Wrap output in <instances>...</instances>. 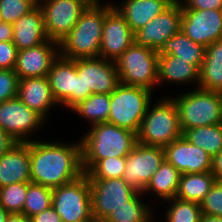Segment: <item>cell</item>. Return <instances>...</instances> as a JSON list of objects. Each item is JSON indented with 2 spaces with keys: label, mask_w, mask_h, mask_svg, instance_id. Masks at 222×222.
Returning a JSON list of instances; mask_svg holds the SVG:
<instances>
[{
  "label": "cell",
  "mask_w": 222,
  "mask_h": 222,
  "mask_svg": "<svg viewBox=\"0 0 222 222\" xmlns=\"http://www.w3.org/2000/svg\"><path fill=\"white\" fill-rule=\"evenodd\" d=\"M53 141L34 139L30 142L31 182L52 189L84 174L80 140L75 143Z\"/></svg>",
  "instance_id": "cell-1"
},
{
  "label": "cell",
  "mask_w": 222,
  "mask_h": 222,
  "mask_svg": "<svg viewBox=\"0 0 222 222\" xmlns=\"http://www.w3.org/2000/svg\"><path fill=\"white\" fill-rule=\"evenodd\" d=\"M90 126L80 139L84 173L101 159L127 156L137 143L136 133L114 124L104 122Z\"/></svg>",
  "instance_id": "cell-2"
},
{
  "label": "cell",
  "mask_w": 222,
  "mask_h": 222,
  "mask_svg": "<svg viewBox=\"0 0 222 222\" xmlns=\"http://www.w3.org/2000/svg\"><path fill=\"white\" fill-rule=\"evenodd\" d=\"M105 6L89 5L59 44L60 56L75 60L99 57Z\"/></svg>",
  "instance_id": "cell-3"
},
{
  "label": "cell",
  "mask_w": 222,
  "mask_h": 222,
  "mask_svg": "<svg viewBox=\"0 0 222 222\" xmlns=\"http://www.w3.org/2000/svg\"><path fill=\"white\" fill-rule=\"evenodd\" d=\"M162 98L154 105L150 103L136 134L138 143L164 148L183 136L176 103L172 97Z\"/></svg>",
  "instance_id": "cell-4"
},
{
  "label": "cell",
  "mask_w": 222,
  "mask_h": 222,
  "mask_svg": "<svg viewBox=\"0 0 222 222\" xmlns=\"http://www.w3.org/2000/svg\"><path fill=\"white\" fill-rule=\"evenodd\" d=\"M176 97L172 99L177 105L183 133L191 128L222 123V93L194 88Z\"/></svg>",
  "instance_id": "cell-5"
},
{
  "label": "cell",
  "mask_w": 222,
  "mask_h": 222,
  "mask_svg": "<svg viewBox=\"0 0 222 222\" xmlns=\"http://www.w3.org/2000/svg\"><path fill=\"white\" fill-rule=\"evenodd\" d=\"M153 91L140 86L120 84L110 93L108 123L136 133L152 103Z\"/></svg>",
  "instance_id": "cell-6"
},
{
  "label": "cell",
  "mask_w": 222,
  "mask_h": 222,
  "mask_svg": "<svg viewBox=\"0 0 222 222\" xmlns=\"http://www.w3.org/2000/svg\"><path fill=\"white\" fill-rule=\"evenodd\" d=\"M159 52L133 43L115 60L120 83L154 90L158 86Z\"/></svg>",
  "instance_id": "cell-7"
},
{
  "label": "cell",
  "mask_w": 222,
  "mask_h": 222,
  "mask_svg": "<svg viewBox=\"0 0 222 222\" xmlns=\"http://www.w3.org/2000/svg\"><path fill=\"white\" fill-rule=\"evenodd\" d=\"M52 207L62 222H94L91 214L90 184L86 173L53 188Z\"/></svg>",
  "instance_id": "cell-8"
},
{
  "label": "cell",
  "mask_w": 222,
  "mask_h": 222,
  "mask_svg": "<svg viewBox=\"0 0 222 222\" xmlns=\"http://www.w3.org/2000/svg\"><path fill=\"white\" fill-rule=\"evenodd\" d=\"M89 5L88 0H38L48 39L60 44Z\"/></svg>",
  "instance_id": "cell-9"
},
{
  "label": "cell",
  "mask_w": 222,
  "mask_h": 222,
  "mask_svg": "<svg viewBox=\"0 0 222 222\" xmlns=\"http://www.w3.org/2000/svg\"><path fill=\"white\" fill-rule=\"evenodd\" d=\"M47 77L54 99L67 110L91 95L90 92H84L82 77L76 69V59L71 60L59 55Z\"/></svg>",
  "instance_id": "cell-10"
},
{
  "label": "cell",
  "mask_w": 222,
  "mask_h": 222,
  "mask_svg": "<svg viewBox=\"0 0 222 222\" xmlns=\"http://www.w3.org/2000/svg\"><path fill=\"white\" fill-rule=\"evenodd\" d=\"M88 181L94 222H103L114 209L127 205V201L137 193L123 178L88 179Z\"/></svg>",
  "instance_id": "cell-11"
},
{
  "label": "cell",
  "mask_w": 222,
  "mask_h": 222,
  "mask_svg": "<svg viewBox=\"0 0 222 222\" xmlns=\"http://www.w3.org/2000/svg\"><path fill=\"white\" fill-rule=\"evenodd\" d=\"M45 119L18 97L0 103V128L17 143L32 141L31 136L45 124ZM32 133V134H31Z\"/></svg>",
  "instance_id": "cell-12"
},
{
  "label": "cell",
  "mask_w": 222,
  "mask_h": 222,
  "mask_svg": "<svg viewBox=\"0 0 222 222\" xmlns=\"http://www.w3.org/2000/svg\"><path fill=\"white\" fill-rule=\"evenodd\" d=\"M164 160L165 153L162 147L147 146L137 142L126 156L122 178L135 191L143 193Z\"/></svg>",
  "instance_id": "cell-13"
},
{
  "label": "cell",
  "mask_w": 222,
  "mask_h": 222,
  "mask_svg": "<svg viewBox=\"0 0 222 222\" xmlns=\"http://www.w3.org/2000/svg\"><path fill=\"white\" fill-rule=\"evenodd\" d=\"M182 5L173 2L166 10L134 33V43L160 52L166 41L181 30Z\"/></svg>",
  "instance_id": "cell-14"
},
{
  "label": "cell",
  "mask_w": 222,
  "mask_h": 222,
  "mask_svg": "<svg viewBox=\"0 0 222 222\" xmlns=\"http://www.w3.org/2000/svg\"><path fill=\"white\" fill-rule=\"evenodd\" d=\"M76 69L84 83V92L110 94L121 83L115 61L101 57L76 59Z\"/></svg>",
  "instance_id": "cell-15"
},
{
  "label": "cell",
  "mask_w": 222,
  "mask_h": 222,
  "mask_svg": "<svg viewBox=\"0 0 222 222\" xmlns=\"http://www.w3.org/2000/svg\"><path fill=\"white\" fill-rule=\"evenodd\" d=\"M134 43V32L116 8L105 6L99 57L115 61Z\"/></svg>",
  "instance_id": "cell-16"
},
{
  "label": "cell",
  "mask_w": 222,
  "mask_h": 222,
  "mask_svg": "<svg viewBox=\"0 0 222 222\" xmlns=\"http://www.w3.org/2000/svg\"><path fill=\"white\" fill-rule=\"evenodd\" d=\"M181 31L206 48L222 39V10L182 9Z\"/></svg>",
  "instance_id": "cell-17"
},
{
  "label": "cell",
  "mask_w": 222,
  "mask_h": 222,
  "mask_svg": "<svg viewBox=\"0 0 222 222\" xmlns=\"http://www.w3.org/2000/svg\"><path fill=\"white\" fill-rule=\"evenodd\" d=\"M165 160L181 174L206 173L211 169V156L202 148L191 144L184 136L164 148Z\"/></svg>",
  "instance_id": "cell-18"
},
{
  "label": "cell",
  "mask_w": 222,
  "mask_h": 222,
  "mask_svg": "<svg viewBox=\"0 0 222 222\" xmlns=\"http://www.w3.org/2000/svg\"><path fill=\"white\" fill-rule=\"evenodd\" d=\"M59 55V44L48 39L38 46L18 51L14 71L19 79L47 77Z\"/></svg>",
  "instance_id": "cell-19"
},
{
  "label": "cell",
  "mask_w": 222,
  "mask_h": 222,
  "mask_svg": "<svg viewBox=\"0 0 222 222\" xmlns=\"http://www.w3.org/2000/svg\"><path fill=\"white\" fill-rule=\"evenodd\" d=\"M20 182H31L30 142L16 143L0 157V188Z\"/></svg>",
  "instance_id": "cell-20"
},
{
  "label": "cell",
  "mask_w": 222,
  "mask_h": 222,
  "mask_svg": "<svg viewBox=\"0 0 222 222\" xmlns=\"http://www.w3.org/2000/svg\"><path fill=\"white\" fill-rule=\"evenodd\" d=\"M17 97L45 120L58 103L52 95L48 77L22 78L18 82Z\"/></svg>",
  "instance_id": "cell-21"
},
{
  "label": "cell",
  "mask_w": 222,
  "mask_h": 222,
  "mask_svg": "<svg viewBox=\"0 0 222 222\" xmlns=\"http://www.w3.org/2000/svg\"><path fill=\"white\" fill-rule=\"evenodd\" d=\"M172 3L171 0H124L118 5L107 2L105 6L116 8L135 33L166 10Z\"/></svg>",
  "instance_id": "cell-22"
},
{
  "label": "cell",
  "mask_w": 222,
  "mask_h": 222,
  "mask_svg": "<svg viewBox=\"0 0 222 222\" xmlns=\"http://www.w3.org/2000/svg\"><path fill=\"white\" fill-rule=\"evenodd\" d=\"M12 26V42L18 51L38 46L48 40L44 29L43 14L38 5L21 16Z\"/></svg>",
  "instance_id": "cell-23"
},
{
  "label": "cell",
  "mask_w": 222,
  "mask_h": 222,
  "mask_svg": "<svg viewBox=\"0 0 222 222\" xmlns=\"http://www.w3.org/2000/svg\"><path fill=\"white\" fill-rule=\"evenodd\" d=\"M158 86L167 82L177 84H196L199 86V70L180 57L159 54Z\"/></svg>",
  "instance_id": "cell-24"
},
{
  "label": "cell",
  "mask_w": 222,
  "mask_h": 222,
  "mask_svg": "<svg viewBox=\"0 0 222 222\" xmlns=\"http://www.w3.org/2000/svg\"><path fill=\"white\" fill-rule=\"evenodd\" d=\"M198 88L222 93V39L205 48Z\"/></svg>",
  "instance_id": "cell-25"
},
{
  "label": "cell",
  "mask_w": 222,
  "mask_h": 222,
  "mask_svg": "<svg viewBox=\"0 0 222 222\" xmlns=\"http://www.w3.org/2000/svg\"><path fill=\"white\" fill-rule=\"evenodd\" d=\"M216 181L211 172L181 174L175 197L200 204Z\"/></svg>",
  "instance_id": "cell-26"
},
{
  "label": "cell",
  "mask_w": 222,
  "mask_h": 222,
  "mask_svg": "<svg viewBox=\"0 0 222 222\" xmlns=\"http://www.w3.org/2000/svg\"><path fill=\"white\" fill-rule=\"evenodd\" d=\"M159 54L180 57L194 65L199 71L204 61L205 47L192 41L181 30L166 41Z\"/></svg>",
  "instance_id": "cell-27"
},
{
  "label": "cell",
  "mask_w": 222,
  "mask_h": 222,
  "mask_svg": "<svg viewBox=\"0 0 222 222\" xmlns=\"http://www.w3.org/2000/svg\"><path fill=\"white\" fill-rule=\"evenodd\" d=\"M181 173L166 160L153 174L152 179L144 189V194L154 193L163 201L175 198Z\"/></svg>",
  "instance_id": "cell-28"
},
{
  "label": "cell",
  "mask_w": 222,
  "mask_h": 222,
  "mask_svg": "<svg viewBox=\"0 0 222 222\" xmlns=\"http://www.w3.org/2000/svg\"><path fill=\"white\" fill-rule=\"evenodd\" d=\"M70 110L89 120L91 125L107 122L110 113V94H91Z\"/></svg>",
  "instance_id": "cell-29"
},
{
  "label": "cell",
  "mask_w": 222,
  "mask_h": 222,
  "mask_svg": "<svg viewBox=\"0 0 222 222\" xmlns=\"http://www.w3.org/2000/svg\"><path fill=\"white\" fill-rule=\"evenodd\" d=\"M183 136L211 157L222 151V123L191 128L186 130Z\"/></svg>",
  "instance_id": "cell-30"
},
{
  "label": "cell",
  "mask_w": 222,
  "mask_h": 222,
  "mask_svg": "<svg viewBox=\"0 0 222 222\" xmlns=\"http://www.w3.org/2000/svg\"><path fill=\"white\" fill-rule=\"evenodd\" d=\"M143 193L137 192L127 205L114 209L103 222H150L152 217V208L148 203L144 204L139 198Z\"/></svg>",
  "instance_id": "cell-31"
},
{
  "label": "cell",
  "mask_w": 222,
  "mask_h": 222,
  "mask_svg": "<svg viewBox=\"0 0 222 222\" xmlns=\"http://www.w3.org/2000/svg\"><path fill=\"white\" fill-rule=\"evenodd\" d=\"M52 188L28 182L27 195L23 206V214L28 218L52 206Z\"/></svg>",
  "instance_id": "cell-32"
},
{
  "label": "cell",
  "mask_w": 222,
  "mask_h": 222,
  "mask_svg": "<svg viewBox=\"0 0 222 222\" xmlns=\"http://www.w3.org/2000/svg\"><path fill=\"white\" fill-rule=\"evenodd\" d=\"M165 202H170L169 209H166V222H200L202 217L200 204L176 197Z\"/></svg>",
  "instance_id": "cell-33"
},
{
  "label": "cell",
  "mask_w": 222,
  "mask_h": 222,
  "mask_svg": "<svg viewBox=\"0 0 222 222\" xmlns=\"http://www.w3.org/2000/svg\"><path fill=\"white\" fill-rule=\"evenodd\" d=\"M28 182L10 184L0 188V206L9 213H23Z\"/></svg>",
  "instance_id": "cell-34"
},
{
  "label": "cell",
  "mask_w": 222,
  "mask_h": 222,
  "mask_svg": "<svg viewBox=\"0 0 222 222\" xmlns=\"http://www.w3.org/2000/svg\"><path fill=\"white\" fill-rule=\"evenodd\" d=\"M126 165V156L108 157L99 160L87 173L88 179L122 178Z\"/></svg>",
  "instance_id": "cell-35"
},
{
  "label": "cell",
  "mask_w": 222,
  "mask_h": 222,
  "mask_svg": "<svg viewBox=\"0 0 222 222\" xmlns=\"http://www.w3.org/2000/svg\"><path fill=\"white\" fill-rule=\"evenodd\" d=\"M38 5V0H0L2 22L13 24Z\"/></svg>",
  "instance_id": "cell-36"
},
{
  "label": "cell",
  "mask_w": 222,
  "mask_h": 222,
  "mask_svg": "<svg viewBox=\"0 0 222 222\" xmlns=\"http://www.w3.org/2000/svg\"><path fill=\"white\" fill-rule=\"evenodd\" d=\"M202 214L222 217V182L216 181L200 203Z\"/></svg>",
  "instance_id": "cell-37"
},
{
  "label": "cell",
  "mask_w": 222,
  "mask_h": 222,
  "mask_svg": "<svg viewBox=\"0 0 222 222\" xmlns=\"http://www.w3.org/2000/svg\"><path fill=\"white\" fill-rule=\"evenodd\" d=\"M18 82L14 70L0 69V103L17 97Z\"/></svg>",
  "instance_id": "cell-38"
},
{
  "label": "cell",
  "mask_w": 222,
  "mask_h": 222,
  "mask_svg": "<svg viewBox=\"0 0 222 222\" xmlns=\"http://www.w3.org/2000/svg\"><path fill=\"white\" fill-rule=\"evenodd\" d=\"M18 49L12 41L0 42V69L14 70Z\"/></svg>",
  "instance_id": "cell-39"
},
{
  "label": "cell",
  "mask_w": 222,
  "mask_h": 222,
  "mask_svg": "<svg viewBox=\"0 0 222 222\" xmlns=\"http://www.w3.org/2000/svg\"><path fill=\"white\" fill-rule=\"evenodd\" d=\"M180 4L182 9L222 10V0H181Z\"/></svg>",
  "instance_id": "cell-40"
},
{
  "label": "cell",
  "mask_w": 222,
  "mask_h": 222,
  "mask_svg": "<svg viewBox=\"0 0 222 222\" xmlns=\"http://www.w3.org/2000/svg\"><path fill=\"white\" fill-rule=\"evenodd\" d=\"M31 222H62L59 214L51 206L50 208L30 217Z\"/></svg>",
  "instance_id": "cell-41"
},
{
  "label": "cell",
  "mask_w": 222,
  "mask_h": 222,
  "mask_svg": "<svg viewBox=\"0 0 222 222\" xmlns=\"http://www.w3.org/2000/svg\"><path fill=\"white\" fill-rule=\"evenodd\" d=\"M210 172L215 176L217 181L222 182V151L211 157Z\"/></svg>",
  "instance_id": "cell-42"
},
{
  "label": "cell",
  "mask_w": 222,
  "mask_h": 222,
  "mask_svg": "<svg viewBox=\"0 0 222 222\" xmlns=\"http://www.w3.org/2000/svg\"><path fill=\"white\" fill-rule=\"evenodd\" d=\"M17 142L2 128H0V157L4 155Z\"/></svg>",
  "instance_id": "cell-43"
},
{
  "label": "cell",
  "mask_w": 222,
  "mask_h": 222,
  "mask_svg": "<svg viewBox=\"0 0 222 222\" xmlns=\"http://www.w3.org/2000/svg\"><path fill=\"white\" fill-rule=\"evenodd\" d=\"M13 39V26L10 23H0V42L12 41Z\"/></svg>",
  "instance_id": "cell-44"
},
{
  "label": "cell",
  "mask_w": 222,
  "mask_h": 222,
  "mask_svg": "<svg viewBox=\"0 0 222 222\" xmlns=\"http://www.w3.org/2000/svg\"><path fill=\"white\" fill-rule=\"evenodd\" d=\"M6 222H31L23 213H10Z\"/></svg>",
  "instance_id": "cell-45"
},
{
  "label": "cell",
  "mask_w": 222,
  "mask_h": 222,
  "mask_svg": "<svg viewBox=\"0 0 222 222\" xmlns=\"http://www.w3.org/2000/svg\"><path fill=\"white\" fill-rule=\"evenodd\" d=\"M200 222H222V217L202 214Z\"/></svg>",
  "instance_id": "cell-46"
},
{
  "label": "cell",
  "mask_w": 222,
  "mask_h": 222,
  "mask_svg": "<svg viewBox=\"0 0 222 222\" xmlns=\"http://www.w3.org/2000/svg\"><path fill=\"white\" fill-rule=\"evenodd\" d=\"M9 212H7L2 206H0V222H6Z\"/></svg>",
  "instance_id": "cell-47"
},
{
  "label": "cell",
  "mask_w": 222,
  "mask_h": 222,
  "mask_svg": "<svg viewBox=\"0 0 222 222\" xmlns=\"http://www.w3.org/2000/svg\"><path fill=\"white\" fill-rule=\"evenodd\" d=\"M88 1H89V4L92 6H105L103 5V2L101 4L100 0H88Z\"/></svg>",
  "instance_id": "cell-48"
},
{
  "label": "cell",
  "mask_w": 222,
  "mask_h": 222,
  "mask_svg": "<svg viewBox=\"0 0 222 222\" xmlns=\"http://www.w3.org/2000/svg\"><path fill=\"white\" fill-rule=\"evenodd\" d=\"M171 1H173V2H180L181 0H171Z\"/></svg>",
  "instance_id": "cell-49"
}]
</instances>
